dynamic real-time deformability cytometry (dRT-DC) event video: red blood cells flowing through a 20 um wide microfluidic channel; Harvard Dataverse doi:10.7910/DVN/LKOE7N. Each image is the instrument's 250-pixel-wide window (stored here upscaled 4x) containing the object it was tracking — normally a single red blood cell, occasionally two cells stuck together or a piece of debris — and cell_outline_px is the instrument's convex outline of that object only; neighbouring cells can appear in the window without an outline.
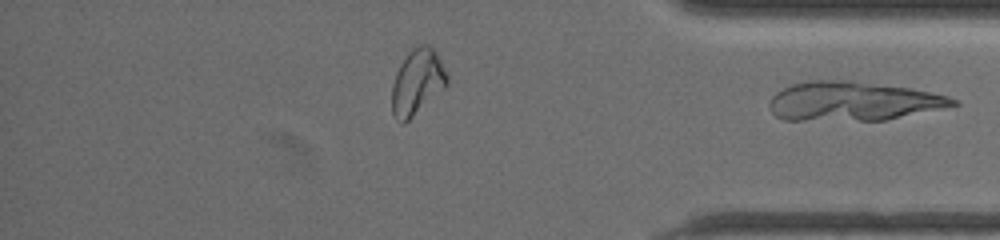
{"species": "common noctule bat (a hibernating species)", "species_latin": "Nyctalus noctula", "temperature_condition": "warm", "stored_images_in_passage": 30, "segment_of_instrument_passage": [2, 2], "camera_frame_rate_fps": 3000, "um_per_image_px": 0.085, "animal": {"sex": "female", "body_mass_g": 19.5, "forearm_length_mm": 54.1}, "frame": {"image": 1, "passage_image": 30, "time_ms": 9.667, "image_size_px": [1000, 240], "cell_outline_px": [[960, 104], [884, 120], [784, 120], [776, 116], [772, 112], [768, 104], [772, 96], [776, 92], [792, 84], [808, 80], [852, 80], [908, 88], [948, 96], [956, 100]], "centroid_in_image_um": [72.43, 8.6], "position_along_channel_um": 362.8, "area_um2": 41.56}}